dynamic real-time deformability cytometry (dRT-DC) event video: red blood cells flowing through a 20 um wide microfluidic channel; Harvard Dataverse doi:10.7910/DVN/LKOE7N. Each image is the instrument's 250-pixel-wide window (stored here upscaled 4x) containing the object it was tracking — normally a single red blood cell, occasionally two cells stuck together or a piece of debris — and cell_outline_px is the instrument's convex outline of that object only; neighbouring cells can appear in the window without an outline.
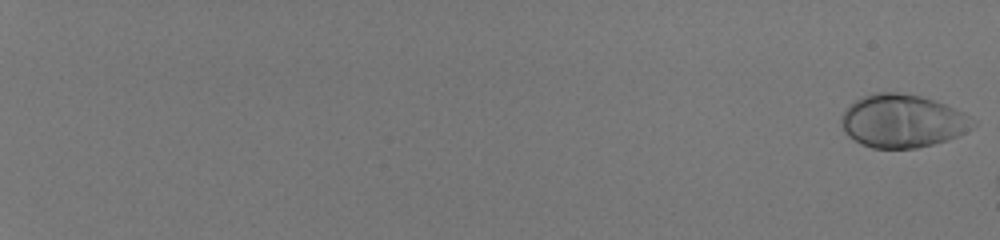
{"species": "human", "species_latin": "Homo sapiens", "temperature_condition": "room temperature", "stored_images_in_passage": 8, "camera_frame_rate_fps": 3000, "um_per_image_px": 0.085, "donor": {"sex": "male"}, "frame": {"image": 1, "passage_image": 1, "time_ms": 0.0, "image_size_px": [1000, 240], "cell_outline_px": [[976, 124], [972, 128], [948, 140], [916, 148], [872, 148], [860, 144], [848, 136], [844, 132], [840, 120], [844, 112], [856, 100], [864, 96], [876, 92], [896, 92], [920, 96], [944, 104], [964, 112], [976, 120]], "centroid_in_image_um": [76.72, 10.3], "position_along_channel_um": 8.3, "area_um2": 40.58}}